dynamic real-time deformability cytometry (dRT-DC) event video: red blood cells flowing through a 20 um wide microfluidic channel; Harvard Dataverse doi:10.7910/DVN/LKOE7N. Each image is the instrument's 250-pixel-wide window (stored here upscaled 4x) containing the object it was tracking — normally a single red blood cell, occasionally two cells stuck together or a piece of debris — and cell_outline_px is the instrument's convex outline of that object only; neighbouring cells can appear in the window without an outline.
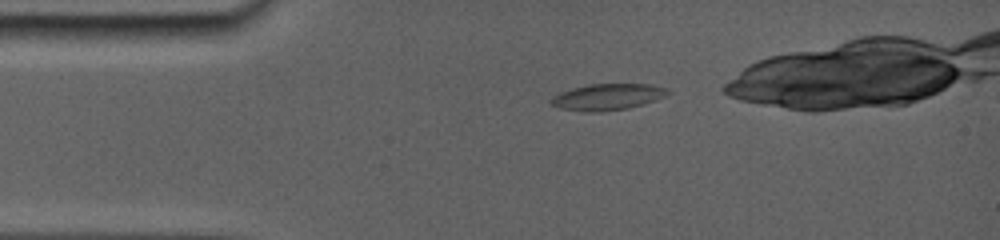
{"species": "common noctule bat (a hibernating species)", "species_latin": "Nyctalus noctula", "temperature_condition": "room temperature", "stored_images_in_passage": 38, "camera_frame_rate_fps": 5000, "um_per_image_px": 0.085, "animal": {"sex": "female", "body_mass_g": 19.0, "forearm_length_mm": 56.7}, "frame": {"image": 1, "passage_image": 1, "time_ms": 0.0, "image_size_px": [1000, 240], "cell_outline_px": [[672, 92], [656, 100], [628, 108], [560, 108], [552, 104], [548, 100], [552, 96], [560, 92], [572, 88], [588, 84], [652, 84], [668, 88]], "centroid_in_image_um": [51.72, 8.15], "position_along_channel_um": 33.3, "area_um2": 16.88}}
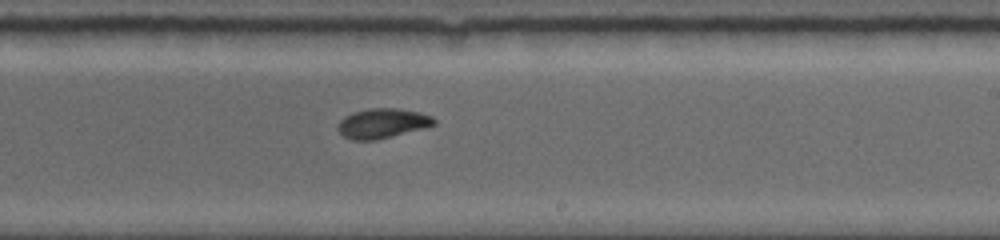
{"frame": {"image": 2, "passage_image": 24, "time_ms": 6.6, "image_size_px": [1000, 240], "cell_outline_px": [[436, 124], [392, 136], [376, 140], [352, 140], [344, 136], [336, 128], [340, 120], [344, 116], [352, 112], [368, 108], [400, 108], [420, 112], [432, 116], [436, 120]], "centroid_in_image_um": [32.48, 10.46], "position_along_channel_um": 256.5, "area_um2": 16.7}}
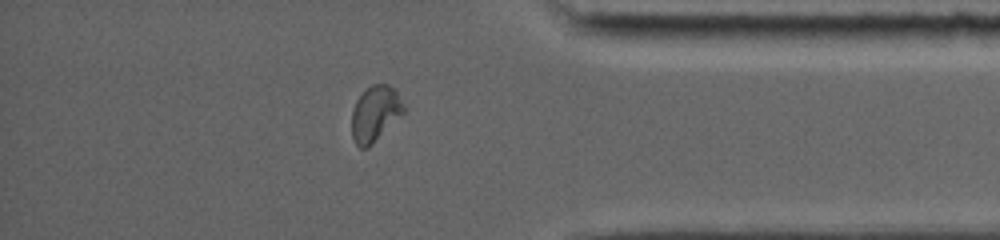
{"frame": {"image": 3, "passage_image": 36, "time_ms": 10.6, "image_size_px": [1000, 240], "cell_outline_px": [[404, 112], [368, 148], [360, 148], [356, 144], [352, 136], [352, 112], [356, 100], [372, 84], [388, 84], [396, 92], [404, 104]], "centroid_in_image_um": [31.87, 9.67], "position_along_channel_um": 403.3, "area_um2": 16.47}}